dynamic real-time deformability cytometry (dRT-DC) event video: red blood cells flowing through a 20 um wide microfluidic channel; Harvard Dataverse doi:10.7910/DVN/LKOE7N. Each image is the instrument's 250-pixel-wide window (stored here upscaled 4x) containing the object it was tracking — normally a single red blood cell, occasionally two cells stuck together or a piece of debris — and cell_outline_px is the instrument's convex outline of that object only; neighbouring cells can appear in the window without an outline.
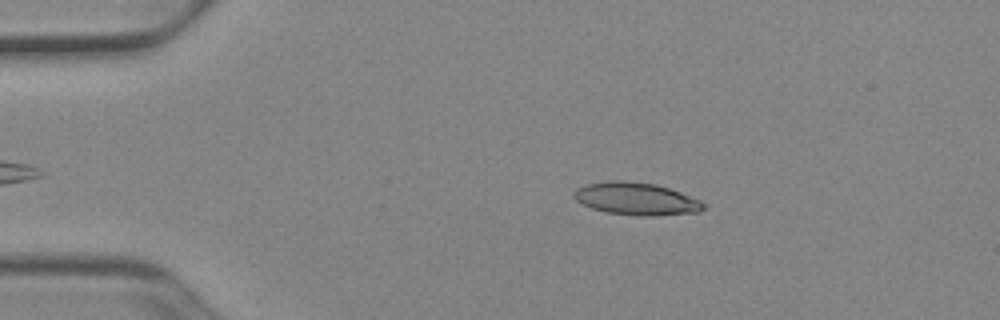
{"species": "Egyptian fruit bat (a non-hibernating species)", "species_latin": "Rousettus aegyptiacus", "temperature_condition": "cold", "stored_images_in_passage": 51, "camera_frame_rate_fps": 3000, "um_per_image_px": 0.085, "animal": {"sex": "female"}, "frame": {"image": 1, "passage_image": 9, "time_ms": 2.667, "image_size_px": [1000, 320], "cell_outline_px": [[708, 204], [700, 212], [652, 216], [640, 216], [604, 212], [592, 208], [576, 200], [572, 196], [572, 192], [576, 188], [588, 184], [612, 180], [624, 180], [656, 184], [680, 192], [700, 200]], "centroid_in_image_um": [54.09, 16.9], "position_along_channel_um": 30.9, "area_um2": 24.68}}
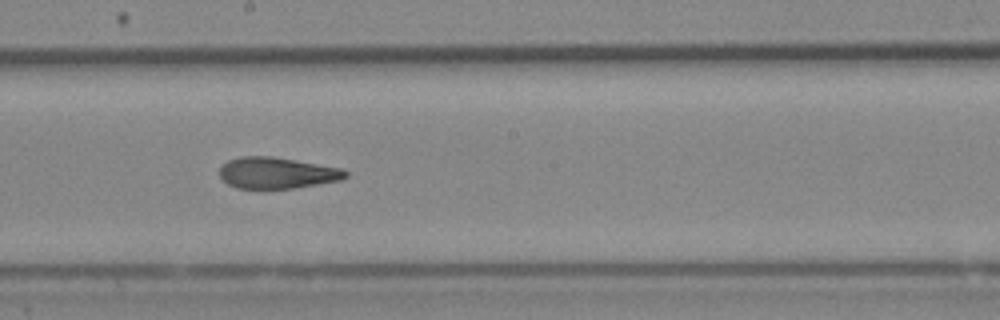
{"frame": {"image": 2, "passage_image": 28, "time_ms": 9.0, "image_size_px": [1000, 320], "cell_outline_px": [[348, 176], [340, 180], [292, 188], [236, 188], [228, 184], [220, 176], [220, 168], [228, 160], [240, 156], [272, 156], [296, 160], [340, 168], [348, 172]], "centroid_in_image_um": [23.52, 14.69], "position_along_channel_um": 224.7, "area_um2": 22.72}}
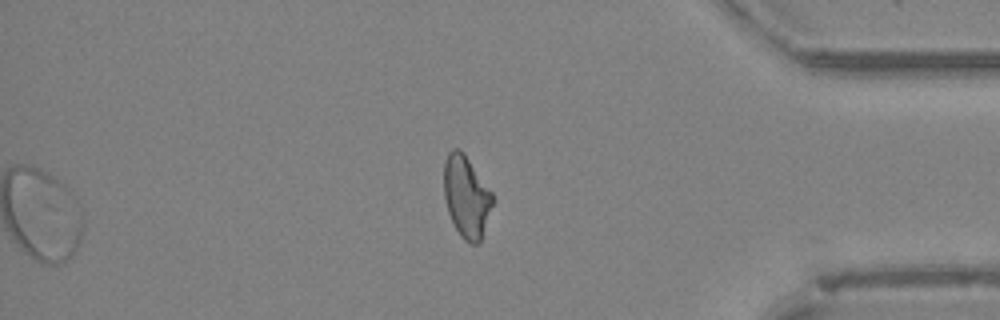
{"frame": {"image": 3, "passage_image": 43, "time_ms": 14.0, "image_size_px": [1000, 320], "cell_outline_px": [[492, 204], [480, 244], [472, 244], [464, 240], [460, 236], [448, 212], [444, 196], [444, 160], [448, 152], [452, 148], [460, 148], [464, 152], [492, 192]], "centroid_in_image_um": [39.62, 16.69], "position_along_channel_um": 395.6, "area_um2": 23.18}, "authors_computed_cell_mechanics": {"area_um2": 23.8714, "velocity_mm_per_s": 3.9266, "shape_relaxation_time_tau1_ms": 8.6168, "shape_relaxation_time_tau2_ms": 2.2212, "deformation_change_tau1": 0.2077, "deformation_change_tau2": 0.1057}}